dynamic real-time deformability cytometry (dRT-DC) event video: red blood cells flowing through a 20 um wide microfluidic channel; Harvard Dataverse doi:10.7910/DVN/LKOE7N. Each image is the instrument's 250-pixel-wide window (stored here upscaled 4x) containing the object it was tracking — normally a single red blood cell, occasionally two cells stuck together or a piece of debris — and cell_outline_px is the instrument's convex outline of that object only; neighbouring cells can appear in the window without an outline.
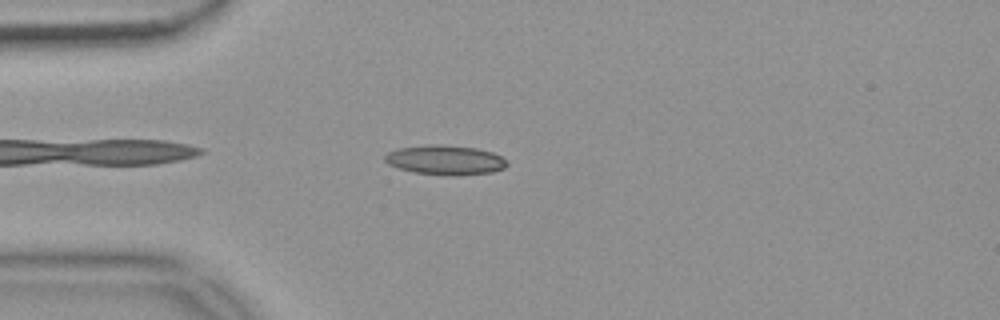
{"species": "common noctule bat (a hibernating species)", "species_latin": "Nyctalus noctula", "temperature_condition": "warm", "stored_images_in_passage": 44, "camera_frame_rate_fps": 3000, "um_per_image_px": 0.085, "animal": {"sex": "female", "body_mass_g": 18.4}, "frame": {"image": 1, "passage_image": 4, "time_ms": 1.0, "image_size_px": [1000, 320], "cell_outline_px": [[508, 164], [504, 168], [492, 172], [456, 176], [452, 176], [416, 172], [400, 168], [388, 164], [384, 160], [384, 156], [388, 152], [396, 148], [432, 144], [436, 144], [476, 148], [492, 152], [500, 156]], "centroid_in_image_um": [37.83, 13.6], "position_along_channel_um": 47.2, "area_um2": 20.92}}
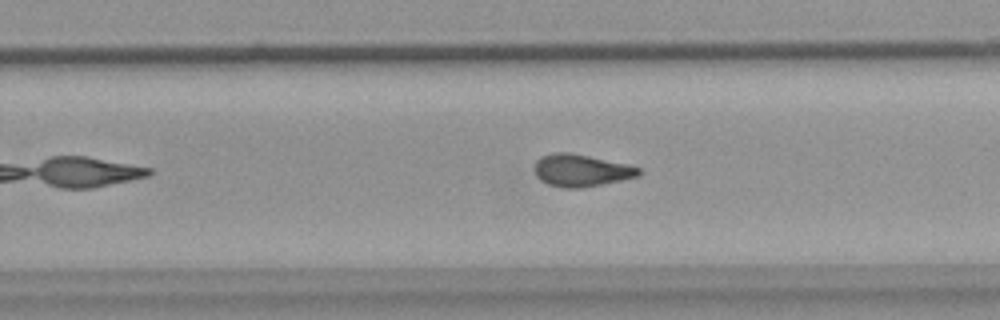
{"frame": {"image": 2, "passage_image": 24, "time_ms": 7.667, "image_size_px": [1000, 320], "cell_outline_px": [[640, 176], [580, 188], [564, 188], [548, 184], [540, 180], [536, 176], [536, 160], [540, 156], [552, 152], [568, 152], [628, 164], [640, 168]], "centroid_in_image_um": [49.38, 14.48], "position_along_channel_um": 280.4, "area_um2": 19.42}}
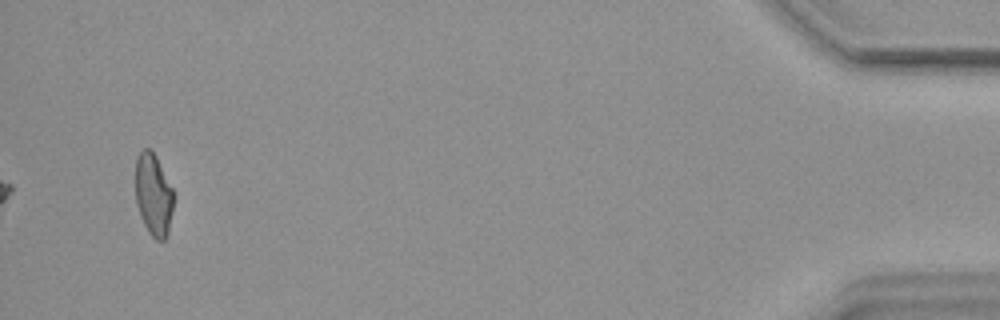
{"frame": {"image": 3, "passage_image": 42, "time_ms": 13.667, "image_size_px": [1000, 320], "cell_outline_px": [[176, 196], [168, 236], [164, 240], [156, 240], [148, 232], [144, 224], [136, 204], [136, 156], [144, 148], [148, 148], [156, 156], [176, 192]], "centroid_in_image_um": [13.1, 16.57], "position_along_channel_um": 422.1, "area_um2": 18.84}, "authors_computed_cell_mechanics": {"area_um2": 19.363, "velocity_mm_per_s": 3.7243, "shape_relaxation_time_tau1_ms": null, "shape_relaxation_time_tau2_ms": 2.4144, "deformation_change_tau1": null, "deformation_change_tau2": 0.1063}}